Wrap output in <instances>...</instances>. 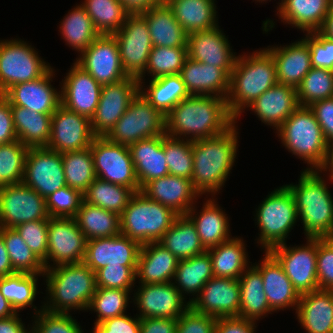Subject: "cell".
Here are the masks:
<instances>
[{
  "mask_svg": "<svg viewBox=\"0 0 333 333\" xmlns=\"http://www.w3.org/2000/svg\"><path fill=\"white\" fill-rule=\"evenodd\" d=\"M236 122L224 133L192 141L194 190L202 197H216L225 186L235 165L239 147Z\"/></svg>",
  "mask_w": 333,
  "mask_h": 333,
  "instance_id": "obj_2",
  "label": "cell"
},
{
  "mask_svg": "<svg viewBox=\"0 0 333 333\" xmlns=\"http://www.w3.org/2000/svg\"><path fill=\"white\" fill-rule=\"evenodd\" d=\"M187 58V47L153 46L148 56L147 68L138 80H146L145 76L148 74L151 76L148 80L179 74Z\"/></svg>",
  "mask_w": 333,
  "mask_h": 333,
  "instance_id": "obj_52",
  "label": "cell"
},
{
  "mask_svg": "<svg viewBox=\"0 0 333 333\" xmlns=\"http://www.w3.org/2000/svg\"><path fill=\"white\" fill-rule=\"evenodd\" d=\"M15 271L11 265L9 254L5 247L2 235L0 234V277L14 274Z\"/></svg>",
  "mask_w": 333,
  "mask_h": 333,
  "instance_id": "obj_70",
  "label": "cell"
},
{
  "mask_svg": "<svg viewBox=\"0 0 333 333\" xmlns=\"http://www.w3.org/2000/svg\"><path fill=\"white\" fill-rule=\"evenodd\" d=\"M163 148L169 175L192 178V141L163 135Z\"/></svg>",
  "mask_w": 333,
  "mask_h": 333,
  "instance_id": "obj_54",
  "label": "cell"
},
{
  "mask_svg": "<svg viewBox=\"0 0 333 333\" xmlns=\"http://www.w3.org/2000/svg\"><path fill=\"white\" fill-rule=\"evenodd\" d=\"M17 139L28 148L47 147L52 115L37 113L21 106H11Z\"/></svg>",
  "mask_w": 333,
  "mask_h": 333,
  "instance_id": "obj_41",
  "label": "cell"
},
{
  "mask_svg": "<svg viewBox=\"0 0 333 333\" xmlns=\"http://www.w3.org/2000/svg\"><path fill=\"white\" fill-rule=\"evenodd\" d=\"M285 149L307 164L305 170H321L329 144L310 107L299 106L275 131Z\"/></svg>",
  "mask_w": 333,
  "mask_h": 333,
  "instance_id": "obj_6",
  "label": "cell"
},
{
  "mask_svg": "<svg viewBox=\"0 0 333 333\" xmlns=\"http://www.w3.org/2000/svg\"><path fill=\"white\" fill-rule=\"evenodd\" d=\"M27 333H35L34 330L32 328H30Z\"/></svg>",
  "mask_w": 333,
  "mask_h": 333,
  "instance_id": "obj_76",
  "label": "cell"
},
{
  "mask_svg": "<svg viewBox=\"0 0 333 333\" xmlns=\"http://www.w3.org/2000/svg\"><path fill=\"white\" fill-rule=\"evenodd\" d=\"M244 238L233 236L226 242L207 250L215 277L239 279L251 265Z\"/></svg>",
  "mask_w": 333,
  "mask_h": 333,
  "instance_id": "obj_38",
  "label": "cell"
},
{
  "mask_svg": "<svg viewBox=\"0 0 333 333\" xmlns=\"http://www.w3.org/2000/svg\"><path fill=\"white\" fill-rule=\"evenodd\" d=\"M22 182L44 198L67 186L62 154L46 147L29 148Z\"/></svg>",
  "mask_w": 333,
  "mask_h": 333,
  "instance_id": "obj_17",
  "label": "cell"
},
{
  "mask_svg": "<svg viewBox=\"0 0 333 333\" xmlns=\"http://www.w3.org/2000/svg\"><path fill=\"white\" fill-rule=\"evenodd\" d=\"M0 234L15 272L44 274L43 262L31 251L15 228L1 227Z\"/></svg>",
  "mask_w": 333,
  "mask_h": 333,
  "instance_id": "obj_49",
  "label": "cell"
},
{
  "mask_svg": "<svg viewBox=\"0 0 333 333\" xmlns=\"http://www.w3.org/2000/svg\"><path fill=\"white\" fill-rule=\"evenodd\" d=\"M322 172L327 174L329 181H333V145L329 146L328 157L325 166L321 169Z\"/></svg>",
  "mask_w": 333,
  "mask_h": 333,
  "instance_id": "obj_73",
  "label": "cell"
},
{
  "mask_svg": "<svg viewBox=\"0 0 333 333\" xmlns=\"http://www.w3.org/2000/svg\"><path fill=\"white\" fill-rule=\"evenodd\" d=\"M240 308L238 317L255 322L273 314L270 309L260 271L251 263L239 278Z\"/></svg>",
  "mask_w": 333,
  "mask_h": 333,
  "instance_id": "obj_39",
  "label": "cell"
},
{
  "mask_svg": "<svg viewBox=\"0 0 333 333\" xmlns=\"http://www.w3.org/2000/svg\"><path fill=\"white\" fill-rule=\"evenodd\" d=\"M309 45L311 66L333 70V40L319 31L304 33L302 37Z\"/></svg>",
  "mask_w": 333,
  "mask_h": 333,
  "instance_id": "obj_60",
  "label": "cell"
},
{
  "mask_svg": "<svg viewBox=\"0 0 333 333\" xmlns=\"http://www.w3.org/2000/svg\"><path fill=\"white\" fill-rule=\"evenodd\" d=\"M90 118L60 105L52 114L51 135L48 149L58 153L83 150L95 138Z\"/></svg>",
  "mask_w": 333,
  "mask_h": 333,
  "instance_id": "obj_20",
  "label": "cell"
},
{
  "mask_svg": "<svg viewBox=\"0 0 333 333\" xmlns=\"http://www.w3.org/2000/svg\"><path fill=\"white\" fill-rule=\"evenodd\" d=\"M136 267L106 265L95 273L96 287L134 290L137 286Z\"/></svg>",
  "mask_w": 333,
  "mask_h": 333,
  "instance_id": "obj_58",
  "label": "cell"
},
{
  "mask_svg": "<svg viewBox=\"0 0 333 333\" xmlns=\"http://www.w3.org/2000/svg\"><path fill=\"white\" fill-rule=\"evenodd\" d=\"M319 32L327 38L333 40V4L325 17L324 23Z\"/></svg>",
  "mask_w": 333,
  "mask_h": 333,
  "instance_id": "obj_71",
  "label": "cell"
},
{
  "mask_svg": "<svg viewBox=\"0 0 333 333\" xmlns=\"http://www.w3.org/2000/svg\"><path fill=\"white\" fill-rule=\"evenodd\" d=\"M217 318L196 312L191 306L178 317L176 333H215Z\"/></svg>",
  "mask_w": 333,
  "mask_h": 333,
  "instance_id": "obj_61",
  "label": "cell"
},
{
  "mask_svg": "<svg viewBox=\"0 0 333 333\" xmlns=\"http://www.w3.org/2000/svg\"><path fill=\"white\" fill-rule=\"evenodd\" d=\"M113 35L118 43L123 69L128 76L138 79L147 68L153 48L145 17L141 13H130L121 29Z\"/></svg>",
  "mask_w": 333,
  "mask_h": 333,
  "instance_id": "obj_13",
  "label": "cell"
},
{
  "mask_svg": "<svg viewBox=\"0 0 333 333\" xmlns=\"http://www.w3.org/2000/svg\"><path fill=\"white\" fill-rule=\"evenodd\" d=\"M133 290L96 287L88 310L96 313L95 324L127 313Z\"/></svg>",
  "mask_w": 333,
  "mask_h": 333,
  "instance_id": "obj_51",
  "label": "cell"
},
{
  "mask_svg": "<svg viewBox=\"0 0 333 333\" xmlns=\"http://www.w3.org/2000/svg\"><path fill=\"white\" fill-rule=\"evenodd\" d=\"M257 322L241 317L217 318L215 333H256Z\"/></svg>",
  "mask_w": 333,
  "mask_h": 333,
  "instance_id": "obj_65",
  "label": "cell"
},
{
  "mask_svg": "<svg viewBox=\"0 0 333 333\" xmlns=\"http://www.w3.org/2000/svg\"><path fill=\"white\" fill-rule=\"evenodd\" d=\"M177 319L142 318L140 333H176Z\"/></svg>",
  "mask_w": 333,
  "mask_h": 333,
  "instance_id": "obj_67",
  "label": "cell"
},
{
  "mask_svg": "<svg viewBox=\"0 0 333 333\" xmlns=\"http://www.w3.org/2000/svg\"><path fill=\"white\" fill-rule=\"evenodd\" d=\"M86 244L87 239L74 218L50 217L47 259L43 262L45 269L83 262Z\"/></svg>",
  "mask_w": 333,
  "mask_h": 333,
  "instance_id": "obj_15",
  "label": "cell"
},
{
  "mask_svg": "<svg viewBox=\"0 0 333 333\" xmlns=\"http://www.w3.org/2000/svg\"><path fill=\"white\" fill-rule=\"evenodd\" d=\"M123 6L130 13H141L151 8L152 6H156L162 4V0H120Z\"/></svg>",
  "mask_w": 333,
  "mask_h": 333,
  "instance_id": "obj_69",
  "label": "cell"
},
{
  "mask_svg": "<svg viewBox=\"0 0 333 333\" xmlns=\"http://www.w3.org/2000/svg\"><path fill=\"white\" fill-rule=\"evenodd\" d=\"M75 62L101 85L111 84L128 76L123 69L114 35L100 34Z\"/></svg>",
  "mask_w": 333,
  "mask_h": 333,
  "instance_id": "obj_19",
  "label": "cell"
},
{
  "mask_svg": "<svg viewBox=\"0 0 333 333\" xmlns=\"http://www.w3.org/2000/svg\"><path fill=\"white\" fill-rule=\"evenodd\" d=\"M325 175L322 170L303 169L298 184H285L294 195L305 239L333 234V197Z\"/></svg>",
  "mask_w": 333,
  "mask_h": 333,
  "instance_id": "obj_5",
  "label": "cell"
},
{
  "mask_svg": "<svg viewBox=\"0 0 333 333\" xmlns=\"http://www.w3.org/2000/svg\"><path fill=\"white\" fill-rule=\"evenodd\" d=\"M282 265L299 295L319 289L317 279V239L306 238V243L273 247L269 251Z\"/></svg>",
  "mask_w": 333,
  "mask_h": 333,
  "instance_id": "obj_12",
  "label": "cell"
},
{
  "mask_svg": "<svg viewBox=\"0 0 333 333\" xmlns=\"http://www.w3.org/2000/svg\"><path fill=\"white\" fill-rule=\"evenodd\" d=\"M81 3L96 30L104 35L119 31L130 14L120 0H84Z\"/></svg>",
  "mask_w": 333,
  "mask_h": 333,
  "instance_id": "obj_47",
  "label": "cell"
},
{
  "mask_svg": "<svg viewBox=\"0 0 333 333\" xmlns=\"http://www.w3.org/2000/svg\"><path fill=\"white\" fill-rule=\"evenodd\" d=\"M164 134H166L165 116L139 91L105 137L114 143L130 146L139 140Z\"/></svg>",
  "mask_w": 333,
  "mask_h": 333,
  "instance_id": "obj_10",
  "label": "cell"
},
{
  "mask_svg": "<svg viewBox=\"0 0 333 333\" xmlns=\"http://www.w3.org/2000/svg\"><path fill=\"white\" fill-rule=\"evenodd\" d=\"M220 26L188 34L187 54L192 60L224 69L231 74L237 54Z\"/></svg>",
  "mask_w": 333,
  "mask_h": 333,
  "instance_id": "obj_23",
  "label": "cell"
},
{
  "mask_svg": "<svg viewBox=\"0 0 333 333\" xmlns=\"http://www.w3.org/2000/svg\"><path fill=\"white\" fill-rule=\"evenodd\" d=\"M66 185L79 190L82 194L96 179L93 156L90 147L62 153Z\"/></svg>",
  "mask_w": 333,
  "mask_h": 333,
  "instance_id": "obj_50",
  "label": "cell"
},
{
  "mask_svg": "<svg viewBox=\"0 0 333 333\" xmlns=\"http://www.w3.org/2000/svg\"><path fill=\"white\" fill-rule=\"evenodd\" d=\"M72 65L59 85L61 105L91 119L99 103L102 85L75 60Z\"/></svg>",
  "mask_w": 333,
  "mask_h": 333,
  "instance_id": "obj_22",
  "label": "cell"
},
{
  "mask_svg": "<svg viewBox=\"0 0 333 333\" xmlns=\"http://www.w3.org/2000/svg\"><path fill=\"white\" fill-rule=\"evenodd\" d=\"M203 202L202 209L197 211L196 203L186 213L195 224L200 241L206 250L218 246L232 238L230 217L217 202V198L209 197ZM197 213V214H196ZM229 217V218H228Z\"/></svg>",
  "mask_w": 333,
  "mask_h": 333,
  "instance_id": "obj_30",
  "label": "cell"
},
{
  "mask_svg": "<svg viewBox=\"0 0 333 333\" xmlns=\"http://www.w3.org/2000/svg\"><path fill=\"white\" fill-rule=\"evenodd\" d=\"M265 49L275 61L280 84L297 88L312 68L309 45L302 37L287 45H269Z\"/></svg>",
  "mask_w": 333,
  "mask_h": 333,
  "instance_id": "obj_29",
  "label": "cell"
},
{
  "mask_svg": "<svg viewBox=\"0 0 333 333\" xmlns=\"http://www.w3.org/2000/svg\"><path fill=\"white\" fill-rule=\"evenodd\" d=\"M92 328L93 333H140L141 319L126 313L95 324Z\"/></svg>",
  "mask_w": 333,
  "mask_h": 333,
  "instance_id": "obj_63",
  "label": "cell"
},
{
  "mask_svg": "<svg viewBox=\"0 0 333 333\" xmlns=\"http://www.w3.org/2000/svg\"><path fill=\"white\" fill-rule=\"evenodd\" d=\"M141 14L147 22L153 46L187 47L188 34L166 3L152 6Z\"/></svg>",
  "mask_w": 333,
  "mask_h": 333,
  "instance_id": "obj_36",
  "label": "cell"
},
{
  "mask_svg": "<svg viewBox=\"0 0 333 333\" xmlns=\"http://www.w3.org/2000/svg\"><path fill=\"white\" fill-rule=\"evenodd\" d=\"M178 259L158 242L141 245L136 267V283L162 284L172 282ZM138 279V281H137Z\"/></svg>",
  "mask_w": 333,
  "mask_h": 333,
  "instance_id": "obj_32",
  "label": "cell"
},
{
  "mask_svg": "<svg viewBox=\"0 0 333 333\" xmlns=\"http://www.w3.org/2000/svg\"><path fill=\"white\" fill-rule=\"evenodd\" d=\"M332 4L333 0H282L276 15L281 23L311 33L321 29Z\"/></svg>",
  "mask_w": 333,
  "mask_h": 333,
  "instance_id": "obj_35",
  "label": "cell"
},
{
  "mask_svg": "<svg viewBox=\"0 0 333 333\" xmlns=\"http://www.w3.org/2000/svg\"><path fill=\"white\" fill-rule=\"evenodd\" d=\"M32 319L33 323L29 325L35 333H84L71 313H51L43 309Z\"/></svg>",
  "mask_w": 333,
  "mask_h": 333,
  "instance_id": "obj_56",
  "label": "cell"
},
{
  "mask_svg": "<svg viewBox=\"0 0 333 333\" xmlns=\"http://www.w3.org/2000/svg\"><path fill=\"white\" fill-rule=\"evenodd\" d=\"M50 217L74 218L83 201V194L65 186L45 198Z\"/></svg>",
  "mask_w": 333,
  "mask_h": 333,
  "instance_id": "obj_57",
  "label": "cell"
},
{
  "mask_svg": "<svg viewBox=\"0 0 333 333\" xmlns=\"http://www.w3.org/2000/svg\"><path fill=\"white\" fill-rule=\"evenodd\" d=\"M139 80V91L148 102L166 116L180 101L190 96L179 74ZM146 87V88H145Z\"/></svg>",
  "mask_w": 333,
  "mask_h": 333,
  "instance_id": "obj_40",
  "label": "cell"
},
{
  "mask_svg": "<svg viewBox=\"0 0 333 333\" xmlns=\"http://www.w3.org/2000/svg\"><path fill=\"white\" fill-rule=\"evenodd\" d=\"M28 149L19 140L0 145V187L23 181Z\"/></svg>",
  "mask_w": 333,
  "mask_h": 333,
  "instance_id": "obj_55",
  "label": "cell"
},
{
  "mask_svg": "<svg viewBox=\"0 0 333 333\" xmlns=\"http://www.w3.org/2000/svg\"><path fill=\"white\" fill-rule=\"evenodd\" d=\"M38 52L21 38L0 40V94L13 85L42 77L52 67Z\"/></svg>",
  "mask_w": 333,
  "mask_h": 333,
  "instance_id": "obj_9",
  "label": "cell"
},
{
  "mask_svg": "<svg viewBox=\"0 0 333 333\" xmlns=\"http://www.w3.org/2000/svg\"><path fill=\"white\" fill-rule=\"evenodd\" d=\"M41 276L43 277V274L15 272L14 274L0 277V291L17 313L30 307L35 311L32 315H36L44 309L42 301V305L39 308L34 305V301H36V297L40 292L38 290V278Z\"/></svg>",
  "mask_w": 333,
  "mask_h": 333,
  "instance_id": "obj_44",
  "label": "cell"
},
{
  "mask_svg": "<svg viewBox=\"0 0 333 333\" xmlns=\"http://www.w3.org/2000/svg\"><path fill=\"white\" fill-rule=\"evenodd\" d=\"M96 178L140 191L128 146L96 136L91 143Z\"/></svg>",
  "mask_w": 333,
  "mask_h": 333,
  "instance_id": "obj_11",
  "label": "cell"
},
{
  "mask_svg": "<svg viewBox=\"0 0 333 333\" xmlns=\"http://www.w3.org/2000/svg\"><path fill=\"white\" fill-rule=\"evenodd\" d=\"M216 0H167L176 20L187 34L218 26Z\"/></svg>",
  "mask_w": 333,
  "mask_h": 333,
  "instance_id": "obj_37",
  "label": "cell"
},
{
  "mask_svg": "<svg viewBox=\"0 0 333 333\" xmlns=\"http://www.w3.org/2000/svg\"><path fill=\"white\" fill-rule=\"evenodd\" d=\"M191 307L215 318L236 317L240 308L239 279L213 276L192 301Z\"/></svg>",
  "mask_w": 333,
  "mask_h": 333,
  "instance_id": "obj_24",
  "label": "cell"
},
{
  "mask_svg": "<svg viewBox=\"0 0 333 333\" xmlns=\"http://www.w3.org/2000/svg\"><path fill=\"white\" fill-rule=\"evenodd\" d=\"M87 240L121 234L120 216L112 211L82 201L74 217Z\"/></svg>",
  "mask_w": 333,
  "mask_h": 333,
  "instance_id": "obj_46",
  "label": "cell"
},
{
  "mask_svg": "<svg viewBox=\"0 0 333 333\" xmlns=\"http://www.w3.org/2000/svg\"><path fill=\"white\" fill-rule=\"evenodd\" d=\"M141 192L149 199L171 208L178 215H186L200 197L194 190L191 179L173 175L148 182Z\"/></svg>",
  "mask_w": 333,
  "mask_h": 333,
  "instance_id": "obj_27",
  "label": "cell"
},
{
  "mask_svg": "<svg viewBox=\"0 0 333 333\" xmlns=\"http://www.w3.org/2000/svg\"><path fill=\"white\" fill-rule=\"evenodd\" d=\"M254 1V0H253ZM271 0H269V2H270ZM280 1V0H279ZM255 2L257 3V2H259V4L260 3H267L268 2V0H255ZM282 2V0L280 1V2H278V6L280 5V3Z\"/></svg>",
  "mask_w": 333,
  "mask_h": 333,
  "instance_id": "obj_75",
  "label": "cell"
},
{
  "mask_svg": "<svg viewBox=\"0 0 333 333\" xmlns=\"http://www.w3.org/2000/svg\"><path fill=\"white\" fill-rule=\"evenodd\" d=\"M133 294V305L142 318H168L178 319L190 306L187 301L172 283L162 284H139Z\"/></svg>",
  "mask_w": 333,
  "mask_h": 333,
  "instance_id": "obj_16",
  "label": "cell"
},
{
  "mask_svg": "<svg viewBox=\"0 0 333 333\" xmlns=\"http://www.w3.org/2000/svg\"><path fill=\"white\" fill-rule=\"evenodd\" d=\"M309 107L314 112L327 143L333 145V97L317 101Z\"/></svg>",
  "mask_w": 333,
  "mask_h": 333,
  "instance_id": "obj_64",
  "label": "cell"
},
{
  "mask_svg": "<svg viewBox=\"0 0 333 333\" xmlns=\"http://www.w3.org/2000/svg\"><path fill=\"white\" fill-rule=\"evenodd\" d=\"M48 222L49 219L34 220L15 228L27 246L42 262L47 259Z\"/></svg>",
  "mask_w": 333,
  "mask_h": 333,
  "instance_id": "obj_59",
  "label": "cell"
},
{
  "mask_svg": "<svg viewBox=\"0 0 333 333\" xmlns=\"http://www.w3.org/2000/svg\"><path fill=\"white\" fill-rule=\"evenodd\" d=\"M18 140L13 125L11 104L0 94V145Z\"/></svg>",
  "mask_w": 333,
  "mask_h": 333,
  "instance_id": "obj_66",
  "label": "cell"
},
{
  "mask_svg": "<svg viewBox=\"0 0 333 333\" xmlns=\"http://www.w3.org/2000/svg\"><path fill=\"white\" fill-rule=\"evenodd\" d=\"M248 53L238 55L230 74L226 105L236 123L251 103L278 83L272 55L265 48Z\"/></svg>",
  "mask_w": 333,
  "mask_h": 333,
  "instance_id": "obj_3",
  "label": "cell"
},
{
  "mask_svg": "<svg viewBox=\"0 0 333 333\" xmlns=\"http://www.w3.org/2000/svg\"><path fill=\"white\" fill-rule=\"evenodd\" d=\"M255 209L254 221L260 231L255 241L264 251L285 244L299 222L294 195L286 185L275 188Z\"/></svg>",
  "mask_w": 333,
  "mask_h": 333,
  "instance_id": "obj_7",
  "label": "cell"
},
{
  "mask_svg": "<svg viewBox=\"0 0 333 333\" xmlns=\"http://www.w3.org/2000/svg\"><path fill=\"white\" fill-rule=\"evenodd\" d=\"M166 135L195 141L224 133L234 123L226 99L211 95H190L166 116Z\"/></svg>",
  "mask_w": 333,
  "mask_h": 333,
  "instance_id": "obj_1",
  "label": "cell"
},
{
  "mask_svg": "<svg viewBox=\"0 0 333 333\" xmlns=\"http://www.w3.org/2000/svg\"><path fill=\"white\" fill-rule=\"evenodd\" d=\"M158 243L178 260L188 259L207 251L200 241L195 224L187 215H178Z\"/></svg>",
  "mask_w": 333,
  "mask_h": 333,
  "instance_id": "obj_43",
  "label": "cell"
},
{
  "mask_svg": "<svg viewBox=\"0 0 333 333\" xmlns=\"http://www.w3.org/2000/svg\"><path fill=\"white\" fill-rule=\"evenodd\" d=\"M15 314H17V312L0 291V319L8 318Z\"/></svg>",
  "mask_w": 333,
  "mask_h": 333,
  "instance_id": "obj_72",
  "label": "cell"
},
{
  "mask_svg": "<svg viewBox=\"0 0 333 333\" xmlns=\"http://www.w3.org/2000/svg\"><path fill=\"white\" fill-rule=\"evenodd\" d=\"M17 313L11 317L0 319V333H27L31 328L23 323L22 317Z\"/></svg>",
  "mask_w": 333,
  "mask_h": 333,
  "instance_id": "obj_68",
  "label": "cell"
},
{
  "mask_svg": "<svg viewBox=\"0 0 333 333\" xmlns=\"http://www.w3.org/2000/svg\"><path fill=\"white\" fill-rule=\"evenodd\" d=\"M297 89L300 106L309 107L313 103L333 97V70L311 68Z\"/></svg>",
  "mask_w": 333,
  "mask_h": 333,
  "instance_id": "obj_53",
  "label": "cell"
},
{
  "mask_svg": "<svg viewBox=\"0 0 333 333\" xmlns=\"http://www.w3.org/2000/svg\"><path fill=\"white\" fill-rule=\"evenodd\" d=\"M50 219L45 198L23 182L0 187L1 227L16 228L25 222Z\"/></svg>",
  "mask_w": 333,
  "mask_h": 333,
  "instance_id": "obj_14",
  "label": "cell"
},
{
  "mask_svg": "<svg viewBox=\"0 0 333 333\" xmlns=\"http://www.w3.org/2000/svg\"><path fill=\"white\" fill-rule=\"evenodd\" d=\"M213 276L212 260L206 251L191 258L179 260L172 283L185 298L191 296L188 301L192 303Z\"/></svg>",
  "mask_w": 333,
  "mask_h": 333,
  "instance_id": "obj_42",
  "label": "cell"
},
{
  "mask_svg": "<svg viewBox=\"0 0 333 333\" xmlns=\"http://www.w3.org/2000/svg\"><path fill=\"white\" fill-rule=\"evenodd\" d=\"M317 279L320 290H333V249L317 239Z\"/></svg>",
  "mask_w": 333,
  "mask_h": 333,
  "instance_id": "obj_62",
  "label": "cell"
},
{
  "mask_svg": "<svg viewBox=\"0 0 333 333\" xmlns=\"http://www.w3.org/2000/svg\"><path fill=\"white\" fill-rule=\"evenodd\" d=\"M190 95H211L227 98L230 75L222 68L190 59L179 73Z\"/></svg>",
  "mask_w": 333,
  "mask_h": 333,
  "instance_id": "obj_31",
  "label": "cell"
},
{
  "mask_svg": "<svg viewBox=\"0 0 333 333\" xmlns=\"http://www.w3.org/2000/svg\"><path fill=\"white\" fill-rule=\"evenodd\" d=\"M55 72L51 67L42 77L13 85L2 95L11 106H21L37 113L52 115L61 105V90L51 84Z\"/></svg>",
  "mask_w": 333,
  "mask_h": 333,
  "instance_id": "obj_21",
  "label": "cell"
},
{
  "mask_svg": "<svg viewBox=\"0 0 333 333\" xmlns=\"http://www.w3.org/2000/svg\"><path fill=\"white\" fill-rule=\"evenodd\" d=\"M128 148L140 191L148 182L169 175L163 148V135L139 140Z\"/></svg>",
  "mask_w": 333,
  "mask_h": 333,
  "instance_id": "obj_33",
  "label": "cell"
},
{
  "mask_svg": "<svg viewBox=\"0 0 333 333\" xmlns=\"http://www.w3.org/2000/svg\"><path fill=\"white\" fill-rule=\"evenodd\" d=\"M141 244L122 234L87 240L83 262L96 273L106 265L137 266Z\"/></svg>",
  "mask_w": 333,
  "mask_h": 333,
  "instance_id": "obj_25",
  "label": "cell"
},
{
  "mask_svg": "<svg viewBox=\"0 0 333 333\" xmlns=\"http://www.w3.org/2000/svg\"><path fill=\"white\" fill-rule=\"evenodd\" d=\"M178 216L171 208L135 192L120 215L121 234L141 245L158 242Z\"/></svg>",
  "mask_w": 333,
  "mask_h": 333,
  "instance_id": "obj_8",
  "label": "cell"
},
{
  "mask_svg": "<svg viewBox=\"0 0 333 333\" xmlns=\"http://www.w3.org/2000/svg\"><path fill=\"white\" fill-rule=\"evenodd\" d=\"M263 253V258L253 265L260 271L263 278V289L270 309L273 313L290 310V308L296 311L300 298L299 293L294 289L277 259L269 251H263Z\"/></svg>",
  "mask_w": 333,
  "mask_h": 333,
  "instance_id": "obj_26",
  "label": "cell"
},
{
  "mask_svg": "<svg viewBox=\"0 0 333 333\" xmlns=\"http://www.w3.org/2000/svg\"><path fill=\"white\" fill-rule=\"evenodd\" d=\"M134 193L131 188L96 178L83 193V201L120 216Z\"/></svg>",
  "mask_w": 333,
  "mask_h": 333,
  "instance_id": "obj_48",
  "label": "cell"
},
{
  "mask_svg": "<svg viewBox=\"0 0 333 333\" xmlns=\"http://www.w3.org/2000/svg\"><path fill=\"white\" fill-rule=\"evenodd\" d=\"M59 31L65 45L72 47L78 56L100 35L81 3L61 19Z\"/></svg>",
  "mask_w": 333,
  "mask_h": 333,
  "instance_id": "obj_45",
  "label": "cell"
},
{
  "mask_svg": "<svg viewBox=\"0 0 333 333\" xmlns=\"http://www.w3.org/2000/svg\"><path fill=\"white\" fill-rule=\"evenodd\" d=\"M299 106L297 89L277 83L260 95L247 109L254 112L258 120L266 126L277 131Z\"/></svg>",
  "mask_w": 333,
  "mask_h": 333,
  "instance_id": "obj_28",
  "label": "cell"
},
{
  "mask_svg": "<svg viewBox=\"0 0 333 333\" xmlns=\"http://www.w3.org/2000/svg\"><path fill=\"white\" fill-rule=\"evenodd\" d=\"M296 319L307 333H330L333 329V290L300 295Z\"/></svg>",
  "mask_w": 333,
  "mask_h": 333,
  "instance_id": "obj_34",
  "label": "cell"
},
{
  "mask_svg": "<svg viewBox=\"0 0 333 333\" xmlns=\"http://www.w3.org/2000/svg\"><path fill=\"white\" fill-rule=\"evenodd\" d=\"M44 310L70 314L87 311L96 290L95 273L84 263L62 264L45 269Z\"/></svg>",
  "mask_w": 333,
  "mask_h": 333,
  "instance_id": "obj_4",
  "label": "cell"
},
{
  "mask_svg": "<svg viewBox=\"0 0 333 333\" xmlns=\"http://www.w3.org/2000/svg\"><path fill=\"white\" fill-rule=\"evenodd\" d=\"M139 88V80L132 76L102 85L97 109L90 119L95 136H106L111 131L139 92Z\"/></svg>",
  "mask_w": 333,
  "mask_h": 333,
  "instance_id": "obj_18",
  "label": "cell"
},
{
  "mask_svg": "<svg viewBox=\"0 0 333 333\" xmlns=\"http://www.w3.org/2000/svg\"><path fill=\"white\" fill-rule=\"evenodd\" d=\"M333 249V234L322 238Z\"/></svg>",
  "mask_w": 333,
  "mask_h": 333,
  "instance_id": "obj_74",
  "label": "cell"
}]
</instances>
